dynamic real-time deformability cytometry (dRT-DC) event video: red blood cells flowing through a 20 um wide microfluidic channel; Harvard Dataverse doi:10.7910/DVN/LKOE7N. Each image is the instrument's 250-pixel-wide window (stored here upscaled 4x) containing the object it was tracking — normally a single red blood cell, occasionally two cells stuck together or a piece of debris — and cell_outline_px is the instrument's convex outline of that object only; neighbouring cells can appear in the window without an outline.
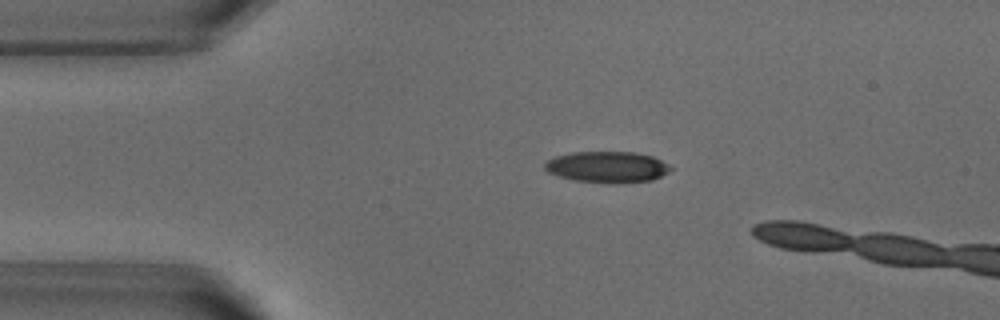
{"species": "common noctule bat (a hibernating species)", "species_latin": "Nyctalus noctula", "temperature_condition": "warm", "stored_images_in_passage": 5, "camera_frame_rate_fps": 3000, "um_per_image_px": 0.085, "animal": {"sex": "male", "body_mass_g": 18.8}, "frame": {"image": 1, "passage_image": 1, "time_ms": 0.0, "image_size_px": [1000, 320], "cell_outline_px": [[672, 168], [668, 172], [652, 180], [576, 180], [560, 176], [548, 172], [544, 168], [544, 164], [548, 160], [556, 156], [572, 152], [636, 152], [652, 156], [668, 164]], "centroid_in_image_um": [51.59, 14.13], "position_along_channel_um": 33.4, "area_um2": 21.68}}